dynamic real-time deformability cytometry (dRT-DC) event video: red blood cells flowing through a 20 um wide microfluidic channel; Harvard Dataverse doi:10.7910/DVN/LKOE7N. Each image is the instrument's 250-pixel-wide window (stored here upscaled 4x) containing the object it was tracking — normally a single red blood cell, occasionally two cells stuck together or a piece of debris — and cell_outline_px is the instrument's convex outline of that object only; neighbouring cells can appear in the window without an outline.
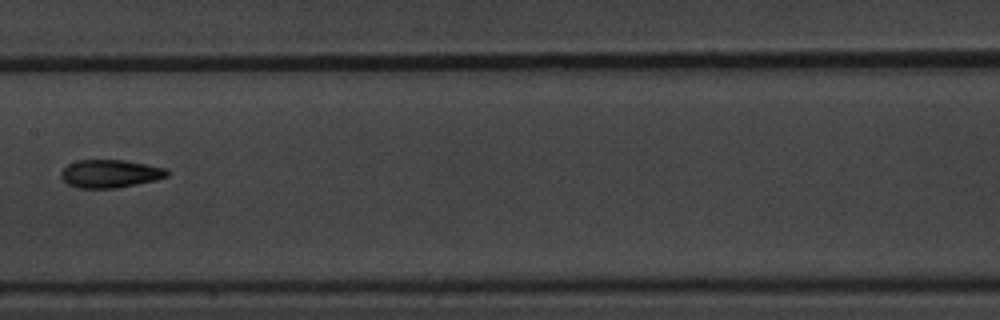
{"species": "common noctule bat (a hibernating species)", "species_latin": "Nyctalus noctula", "temperature_condition": "warm", "stored_images_in_passage": 9, "camera_frame_rate_fps": 3000, "um_per_image_px": 0.085, "animal": {"sex": "male", "body_mass_g": 20.1, "forearm_length_mm": 53.5}, "frame": {"image": 1, "passage_image": 8, "time_ms": 2.333, "image_size_px": [1000, 320], "cell_outline_px": [[168, 176], [156, 180], [116, 188], [76, 188], [68, 184], [60, 176], [60, 172], [68, 164], [76, 160], [124, 160], [168, 168]], "centroid_in_image_um": [9.36, 14.76], "position_along_channel_um": 198.0, "area_um2": 17.4}}
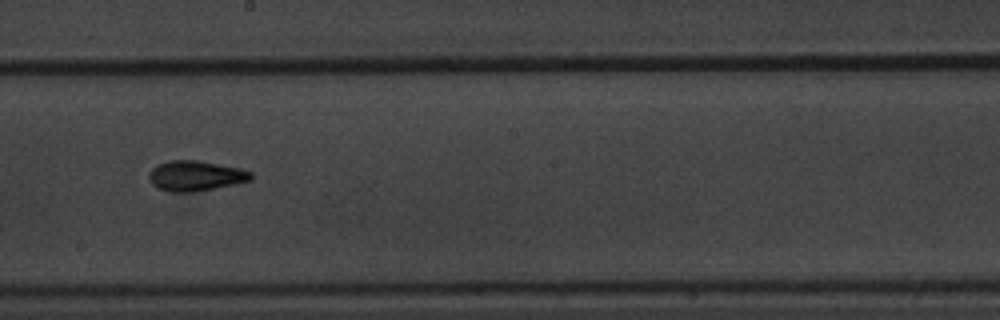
{"frame": {"image": 2, "passage_image": 9, "time_ms": 2.667, "image_size_px": [1000, 320], "cell_outline_px": [[252, 180], [192, 192], [172, 192], [156, 188], [152, 184], [148, 176], [148, 172], [156, 164], [168, 160], [196, 160], [240, 168], [252, 172]], "centroid_in_image_um": [16.56, 14.93], "position_along_channel_um": 231.6, "area_um2": 17.92}}